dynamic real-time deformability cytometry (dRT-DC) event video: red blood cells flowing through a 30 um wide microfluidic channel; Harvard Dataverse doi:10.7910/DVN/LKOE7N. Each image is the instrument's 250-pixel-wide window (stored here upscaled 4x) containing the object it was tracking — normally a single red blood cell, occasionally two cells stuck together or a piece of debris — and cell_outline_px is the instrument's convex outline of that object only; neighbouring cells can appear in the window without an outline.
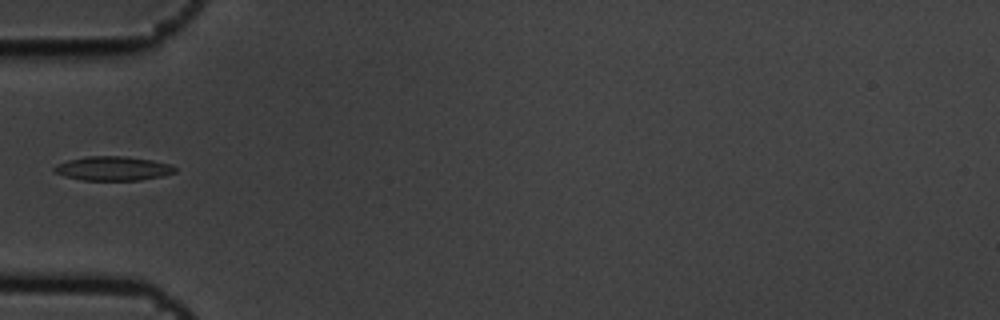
{"species": "common noctule bat (a hibernating species)", "species_latin": "Nyctalus noctula", "temperature_condition": "cold", "stored_images_in_passage": 2, "camera_frame_rate_fps": 3000, "um_per_image_px": 0.085, "animal": {"sex": "male", "body_mass_g": 19.5, "forearm_length_mm": 54.6}, "frame": {"image": 1, "passage_image": 2, "time_ms": 0.333, "image_size_px": [1000, 320], "cell_outline_px": [[176, 172], [160, 176], [140, 180], [84, 180], [64, 176], [56, 172], [52, 168], [56, 164], [68, 160], [88, 156], [124, 156], [152, 160], [172, 164], [176, 168]], "centroid_in_image_um": [9.61, 14.31], "position_along_channel_um": 75.4, "area_um2": 16.94}}